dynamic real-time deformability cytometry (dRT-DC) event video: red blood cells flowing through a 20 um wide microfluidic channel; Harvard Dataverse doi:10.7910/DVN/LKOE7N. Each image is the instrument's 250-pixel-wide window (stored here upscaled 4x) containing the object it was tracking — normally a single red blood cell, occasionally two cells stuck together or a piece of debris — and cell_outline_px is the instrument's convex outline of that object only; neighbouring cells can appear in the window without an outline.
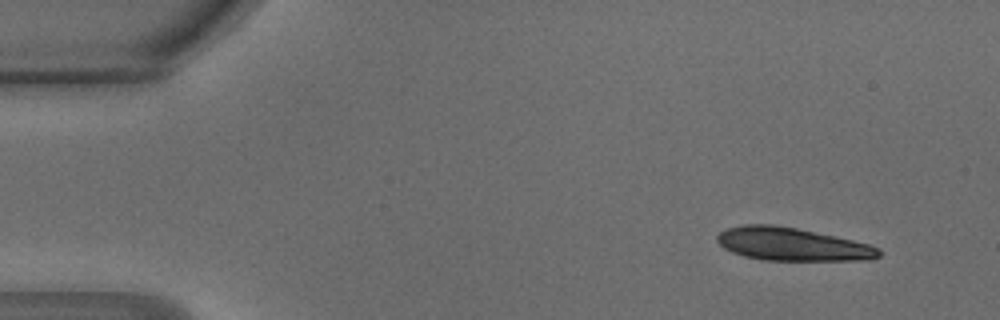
{"species": "common noctule bat (a hibernating species)", "species_latin": "Nyctalus noctula", "temperature_condition": "warm", "stored_images_in_passage": 44, "segment_of_instrument_passage": [1, 2], "camera_frame_rate_fps": 3000, "um_per_image_px": 0.085, "animal": {"sex": "male", "body_mass_g": 18.8}, "frame": {"image": 1, "passage_image": 1, "time_ms": 0.0, "image_size_px": [1000, 320], "cell_outline_px": [[880, 256], [848, 260], [768, 260], [748, 256], [736, 252], [720, 244], [716, 236], [720, 232], [728, 228], [748, 224], [764, 224], [792, 228], [832, 236], [868, 244], [876, 248], [880, 252]], "centroid_in_image_um": [67.28, 20.76], "position_along_channel_um": 17.7, "area_um2": 29.59}}
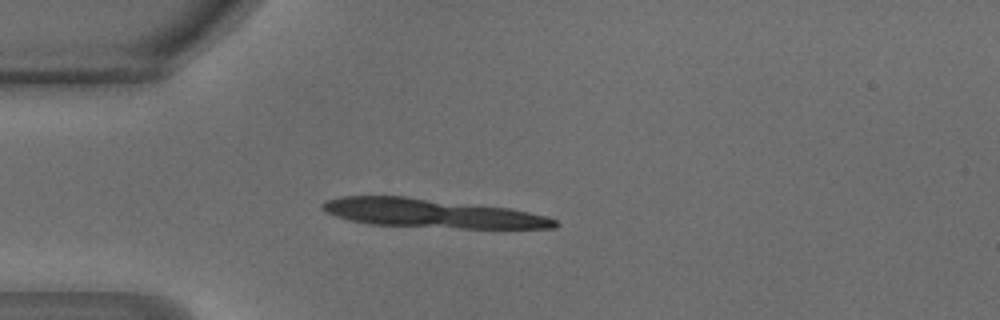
{"frame": {"image": 2, "passage_image": 9, "time_ms": 2.667, "image_size_px": [1000, 320], "cell_outline_px": [[556, 224], [552, 228], [468, 228], [376, 224], [352, 220], [328, 212], [324, 208], [324, 204], [328, 200], [344, 196], [400, 196], [508, 208], [544, 216], [556, 220]], "centroid_in_image_um": [36.74, 18.12], "position_along_channel_um": 48.3, "area_um2": 37.45}}